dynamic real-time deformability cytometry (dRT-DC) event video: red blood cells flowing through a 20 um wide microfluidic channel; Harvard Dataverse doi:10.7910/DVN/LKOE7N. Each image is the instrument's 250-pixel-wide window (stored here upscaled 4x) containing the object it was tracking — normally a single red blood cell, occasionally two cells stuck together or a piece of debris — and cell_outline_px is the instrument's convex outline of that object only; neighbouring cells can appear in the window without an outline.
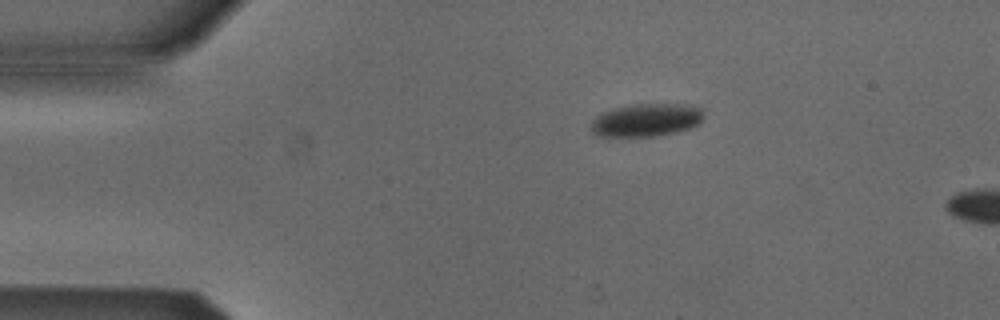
{"species": "Egyptian fruit bat (a non-hibernating species)", "species_latin": "Rousettus aegyptiacus", "temperature_condition": "cold", "stored_images_in_passage": 5, "camera_frame_rate_fps": 3000, "um_per_image_px": 0.085, "animal": {"sex": "male"}, "frame": {"image": 1, "passage_image": 1, "time_ms": 0.0, "image_size_px": [1000, 320], "cell_outline_px": [[704, 120], [688, 128], [676, 132], [656, 136], [592, 136], [592, 120], [596, 116], [604, 112], [616, 108], [632, 104], [684, 104], [700, 108], [704, 112]], "centroid_in_image_um": [54.94, 10.2], "position_along_channel_um": 30.1, "area_um2": 21.56}}